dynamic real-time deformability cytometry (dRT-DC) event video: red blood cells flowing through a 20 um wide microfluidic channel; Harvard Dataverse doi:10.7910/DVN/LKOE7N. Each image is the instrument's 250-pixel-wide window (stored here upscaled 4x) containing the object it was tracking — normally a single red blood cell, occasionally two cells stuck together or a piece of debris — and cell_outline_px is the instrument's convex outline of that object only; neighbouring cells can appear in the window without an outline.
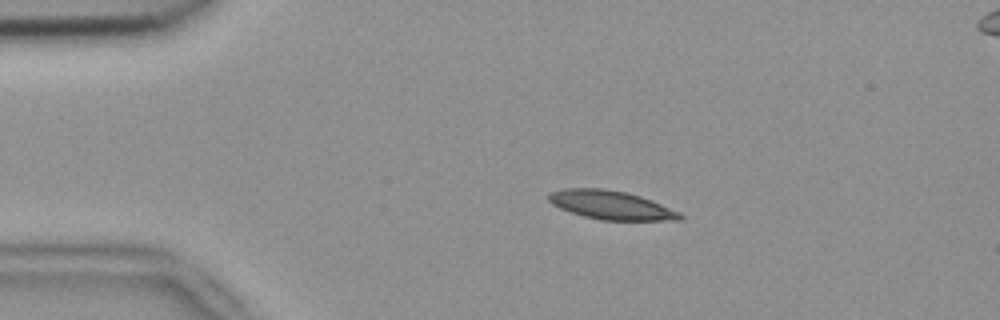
{"species": "common noctule bat (a hibernating species)", "species_latin": "Nyctalus noctula", "temperature_condition": "room temperature", "stored_images_in_passage": 47, "camera_frame_rate_fps": 3000, "um_per_image_px": 0.085, "animal": {"sex": "female", "body_mass_g": 18.4}, "frame": {"image": 1, "passage_image": 4, "time_ms": 1.0, "image_size_px": [1000, 320], "cell_outline_px": [[684, 220], [600, 220], [584, 216], [560, 208], [552, 204], [548, 200], [548, 192], [564, 188], [604, 188], [624, 192], [640, 196], [652, 200], [680, 212], [684, 216]], "centroid_in_image_um": [51.94, 17.43], "position_along_channel_um": 33.1, "area_um2": 22.02}}
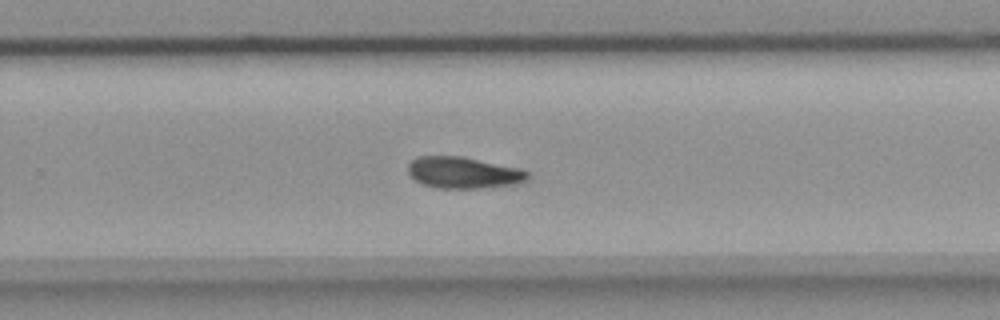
{"frame": {"image": 2, "passage_image": 28, "time_ms": 9.0, "image_size_px": [1000, 320], "cell_outline_px": [[528, 180], [516, 184], [484, 188], [436, 188], [424, 184], [416, 180], [408, 172], [408, 164], [416, 156], [464, 156], [516, 168], [528, 172]], "centroid_in_image_um": [39.37, 14.67], "position_along_channel_um": 290.4, "area_um2": 21.85}}
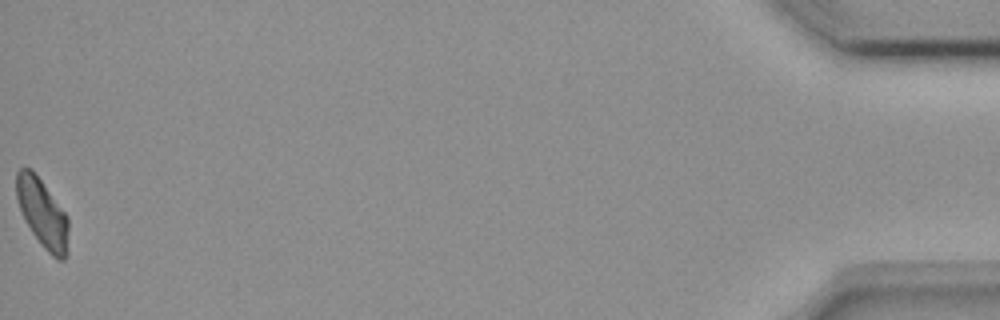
{"frame": {"image": 3, "passage_image": 47, "time_ms": 15.333, "image_size_px": [1000, 320], "cell_outline_px": [[68, 252], [64, 260], [56, 260], [44, 248], [32, 232], [24, 220], [16, 196], [16, 172], [20, 168], [32, 168], [68, 216]], "centroid_in_image_um": [3.62, 18.13], "position_along_channel_um": 431.6, "area_um2": 20.92}, "authors_computed_cell_mechanics": {"area_um2": 21.675, "velocity_mm_per_s": 3.7882, "shape_relaxation_time_tau1_ms": 6.5775, "shape_relaxation_time_tau2_ms": 9.4812, "deformation_change_tau1": 0.1388, "deformation_change_tau2": 0.1441}}